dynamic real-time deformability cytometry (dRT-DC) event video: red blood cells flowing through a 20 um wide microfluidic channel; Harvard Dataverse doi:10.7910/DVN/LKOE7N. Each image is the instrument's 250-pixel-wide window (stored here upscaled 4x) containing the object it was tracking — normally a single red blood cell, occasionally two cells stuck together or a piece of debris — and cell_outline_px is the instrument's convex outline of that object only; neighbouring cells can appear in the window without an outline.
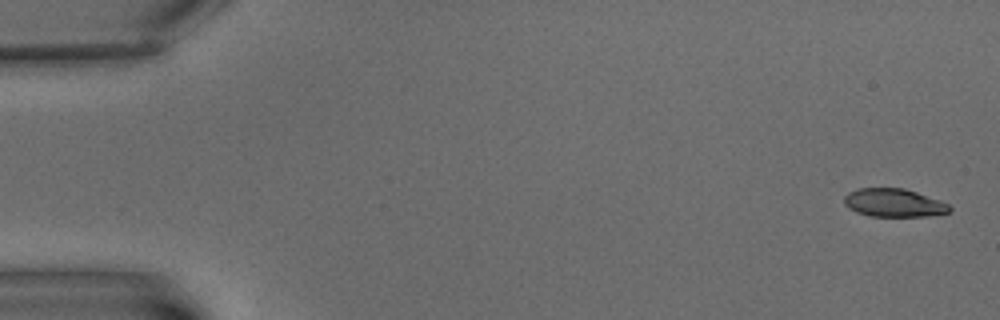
{"species": "common noctule bat (a hibernating species)", "species_latin": "Nyctalus noctula", "temperature_condition": "warm", "stored_images_in_passage": 6, "camera_frame_rate_fps": 3000, "um_per_image_px": 0.085, "animal": {"sex": "male", "body_mass_g": 15.6}, "frame": {"image": 1, "passage_image": 1, "time_ms": 0.0, "image_size_px": [1000, 320], "cell_outline_px": [[952, 208], [948, 212], [928, 216], [868, 216], [856, 212], [848, 208], [844, 204], [844, 196], [848, 192], [856, 188], [904, 188], [940, 200], [948, 204]], "centroid_in_image_um": [75.94, 17.23], "position_along_channel_um": 9.1, "area_um2": 17.4}}
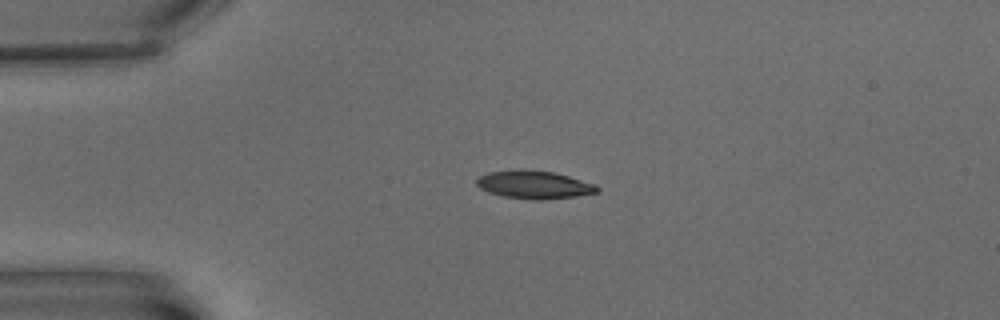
{"frame": {"image": 2, "passage_image": 5, "time_ms": 4.667, "image_size_px": [1000, 320], "cell_outline_px": [[600, 192], [576, 196], [540, 200], [532, 200], [504, 196], [488, 192], [480, 188], [476, 184], [476, 180], [480, 176], [488, 172], [524, 168], [552, 172], [568, 176], [596, 184], [600, 188]], "centroid_in_image_um": [45.41, 15.69], "position_along_channel_um": 39.6, "area_um2": 19.83}}